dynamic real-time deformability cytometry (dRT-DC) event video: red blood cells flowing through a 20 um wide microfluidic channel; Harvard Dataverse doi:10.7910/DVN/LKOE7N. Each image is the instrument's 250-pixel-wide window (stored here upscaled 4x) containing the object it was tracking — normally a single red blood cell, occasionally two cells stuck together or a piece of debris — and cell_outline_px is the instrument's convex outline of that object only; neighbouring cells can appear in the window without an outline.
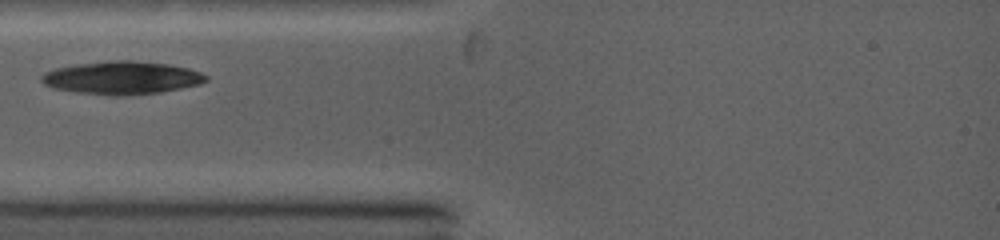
{"species": "common noctule bat (a hibernating species)", "species_latin": "Nyctalus noctula", "temperature_condition": "warm", "stored_images_in_passage": 19, "camera_frame_rate_fps": 5000, "um_per_image_px": 0.085, "animal": {"sex": "female", "body_mass_g": 19.0, "forearm_length_mm": 53.3}, "frame": {"image": 1, "passage_image": 1, "time_ms": 0.0, "image_size_px": [1000, 240], "cell_outline_px": [[208, 80], [200, 84], [160, 92], [120, 96], [116, 96], [76, 92], [52, 88], [44, 84], [40, 80], [40, 76], [44, 72], [56, 68], [76, 64], [108, 60], [132, 60], [168, 64], [188, 68], [200, 72], [208, 76]], "centroid_in_image_um": [10.33, 6.61], "position_along_channel_um": 74.7, "area_um2": 31.73}}
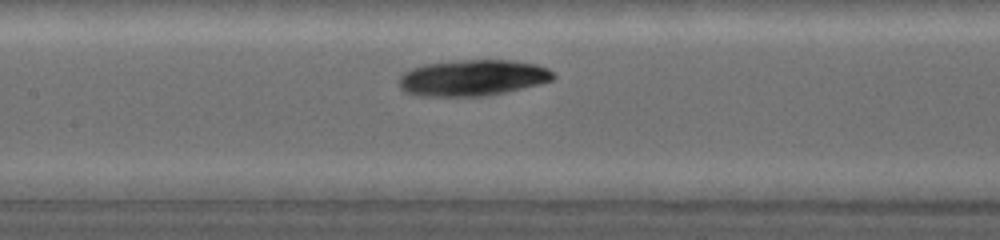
{"frame": {"image": 2, "passage_image": 6, "time_ms": 2.2, "image_size_px": [1000, 240], "cell_outline_px": [[556, 76], [552, 80], [488, 96], [420, 96], [404, 92], [400, 88], [400, 76], [404, 72], [412, 68], [424, 64], [456, 60], [512, 60], [536, 64], [548, 68]], "centroid_in_image_um": [40.15, 6.61], "position_along_channel_um": 167.3, "area_um2": 32.43}}
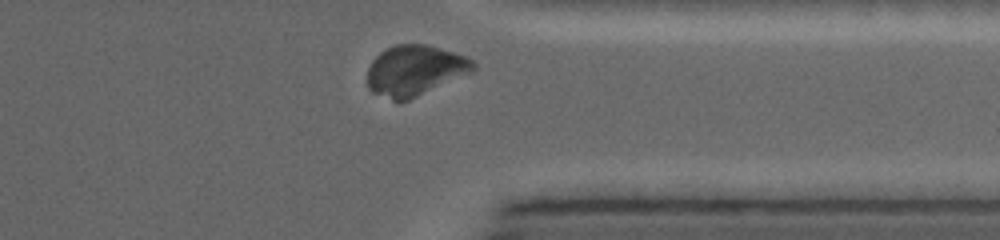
{"frame": {"image": 3, "passage_image": 18, "time_ms": 7.2, "image_size_px": [1000, 240], "cell_outline_px": [[476, 68], [472, 72], [408, 100], [392, 100], [372, 92], [368, 88], [368, 68], [372, 60], [380, 52], [396, 44], [424, 44], [452, 52], [464, 56], [472, 60], [476, 64]], "centroid_in_image_um": [35.25, 5.98], "position_along_channel_um": 376.1, "area_um2": 30.75}}